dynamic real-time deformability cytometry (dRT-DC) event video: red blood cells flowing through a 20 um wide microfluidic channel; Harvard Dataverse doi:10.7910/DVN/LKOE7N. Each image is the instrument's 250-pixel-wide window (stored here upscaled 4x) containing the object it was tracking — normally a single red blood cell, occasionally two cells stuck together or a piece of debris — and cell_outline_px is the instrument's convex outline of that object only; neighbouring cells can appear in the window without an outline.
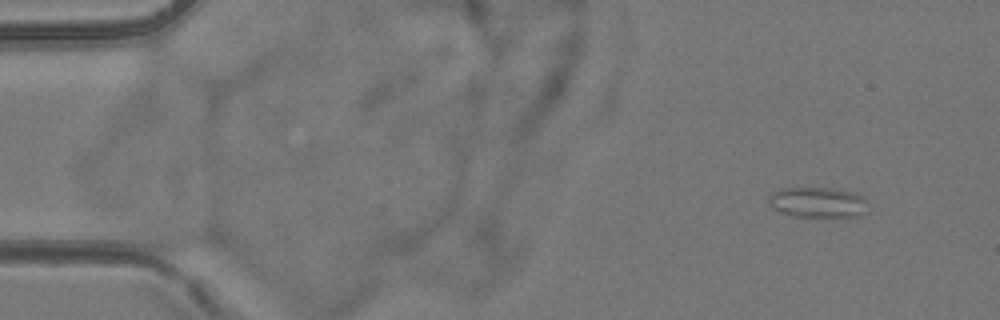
{"species": "common noctule bat (a hibernating species)", "species_latin": "Nyctalus noctula", "temperature_condition": "room temperature", "stored_images_in_passage": 5, "camera_frame_rate_fps": 3000, "um_per_image_px": 0.085, "animal": {"sex": "female", "body_mass_g": 24.6, "forearm_length_mm": 56.2}, "frame": {"image": 1, "passage_image": 2, "time_ms": 1.333, "image_size_px": [1000, 320], "cell_outline_px": [[868, 212], [860, 216], [792, 216], [780, 212], [772, 208], [768, 204], [768, 196], [772, 192], [780, 188], [828, 188], [852, 192], [860, 196], [864, 200]], "centroid_in_image_um": [69.44, 17.2], "position_along_channel_um": 15.6, "area_um2": 17.51}}
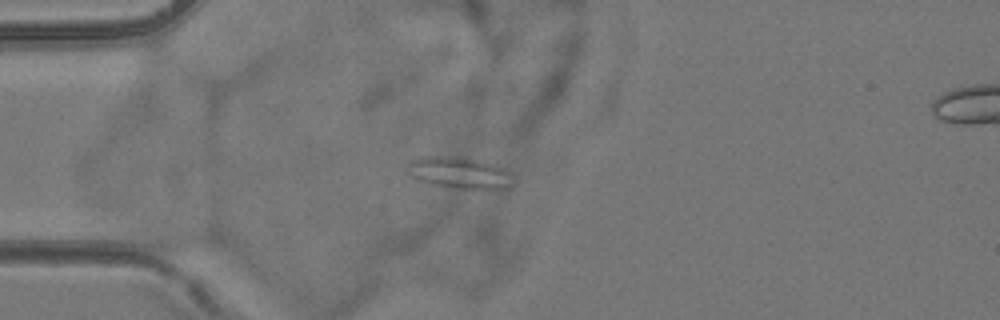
{"frame": {"image": 2, "passage_image": 5, "time_ms": 4.667, "image_size_px": [1000, 320], "cell_outline_px": [[512, 184], [508, 188], [456, 188], [428, 184], [412, 176], [408, 172], [408, 168], [412, 160], [420, 156], [456, 156], [476, 160], [492, 164], [504, 168], [508, 172]], "centroid_in_image_um": [39.0, 14.68], "position_along_channel_um": 46.0, "area_um2": 19.02}}